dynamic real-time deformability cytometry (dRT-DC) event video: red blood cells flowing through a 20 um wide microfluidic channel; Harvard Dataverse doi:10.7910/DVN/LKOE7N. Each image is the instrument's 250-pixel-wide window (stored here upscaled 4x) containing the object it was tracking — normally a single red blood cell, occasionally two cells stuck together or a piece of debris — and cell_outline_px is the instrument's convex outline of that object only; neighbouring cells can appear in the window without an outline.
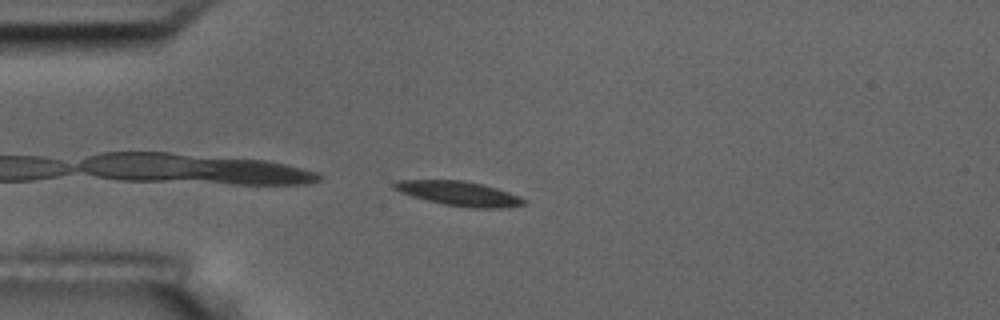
{"species": "common noctule bat (a hibernating species)", "species_latin": "Nyctalus noctula", "temperature_condition": "room temperature", "stored_images_in_passage": 35, "camera_frame_rate_fps": 3000, "um_per_image_px": 0.085, "animal": {"sex": "male", "body_mass_g": 17.5, "forearm_length_mm": 52.3}, "frame": {"image": 1, "passage_image": 2, "time_ms": 0.333, "image_size_px": [1000, 320], "cell_outline_px": [[528, 204], [508, 208], [468, 208], [444, 204], [412, 196], [400, 192], [392, 188], [392, 184], [396, 180], [464, 180], [484, 184], [520, 196], [528, 200]], "centroid_in_image_um": [39.08, 16.45], "position_along_channel_um": 45.9, "area_um2": 18.79}}
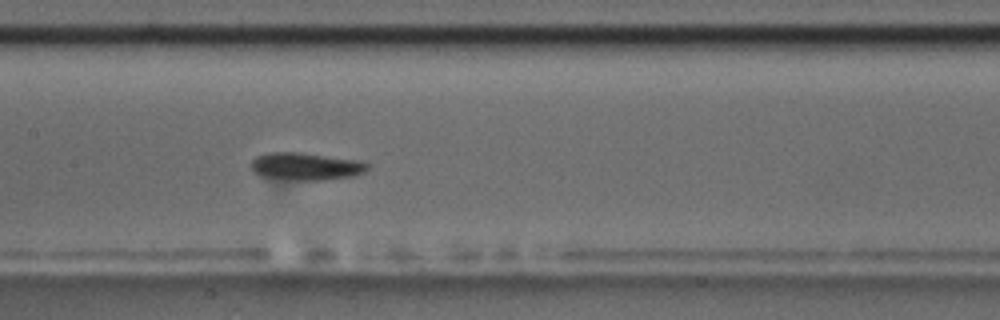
{"frame": {"image": 2, "passage_image": 15, "time_ms": 4.667, "image_size_px": [1000, 320], "cell_outline_px": [[368, 168], [364, 172], [352, 176], [324, 180], [296, 180], [260, 176], [252, 172], [248, 164], [256, 156], [264, 152], [300, 152], [360, 160], [368, 164]], "centroid_in_image_um": [25.93, 14.13], "position_along_channel_um": 181.5, "area_um2": 18.96}}
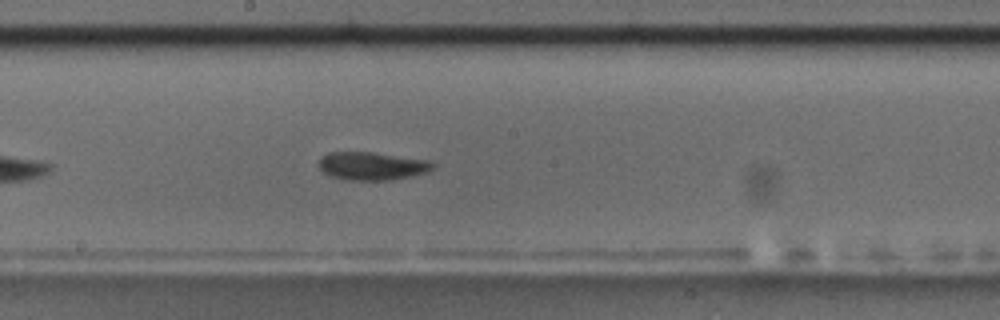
{"frame": {"image": 3, "passage_image": 18, "time_ms": 5.667, "image_size_px": [1000, 320], "cell_outline_px": [[436, 164], [428, 172], [412, 176], [392, 180], [348, 180], [328, 176], [316, 164], [320, 156], [328, 152], [372, 152], [432, 160]], "centroid_in_image_um": [31.61, 14.1], "position_along_channel_um": 216.6, "area_um2": 19.07}, "authors_computed_cell_mechanics": {"area_um2": 18.7272, "velocity_mm_per_s": 3.5368, "shape_relaxation_time_tau1_ms": 2.4912, "shape_relaxation_time_tau2_ms": 5.5733, "deformation_change_tau1": 0.0973, "deformation_change_tau2": 0.0876}}